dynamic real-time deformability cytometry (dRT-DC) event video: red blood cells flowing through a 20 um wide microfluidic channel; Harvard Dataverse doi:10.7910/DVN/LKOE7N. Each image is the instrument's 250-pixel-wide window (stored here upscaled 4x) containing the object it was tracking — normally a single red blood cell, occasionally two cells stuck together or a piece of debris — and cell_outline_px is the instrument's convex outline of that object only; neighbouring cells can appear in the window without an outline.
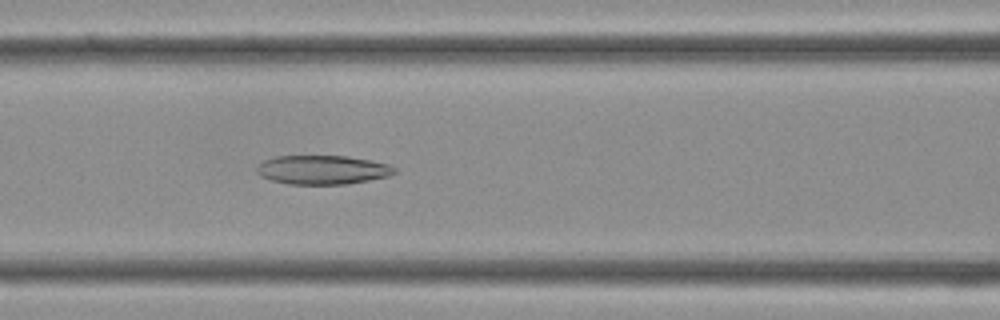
{"species": "Egyptian fruit bat (a non-hibernating species)", "species_latin": "Rousettus aegyptiacus", "temperature_condition": "cold", "stored_images_in_passage": 30, "camera_frame_rate_fps": 3000, "um_per_image_px": 0.085, "frame": {"image": 1, "passage_image": 9, "time_ms": 2.667, "image_size_px": [1000, 320], "cell_outline_px": [[396, 172], [388, 176], [348, 184], [288, 184], [272, 180], [260, 176], [256, 172], [256, 168], [264, 160], [276, 156], [348, 156], [388, 164], [396, 168]], "centroid_in_image_um": [27.4, 14.43], "position_along_channel_um": 139.2, "area_um2": 23.18}}
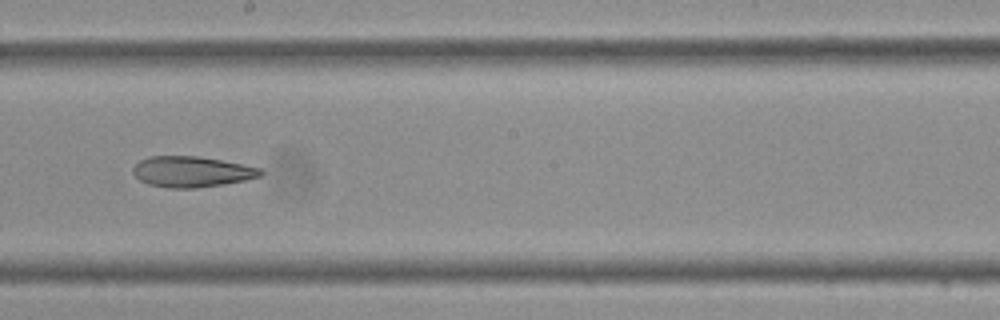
{"frame": {"image": 2, "passage_image": 14, "time_ms": 4.333, "image_size_px": [1000, 320], "cell_outline_px": [[264, 172], [260, 176], [244, 180], [224, 184], [192, 188], [168, 188], [148, 184], [140, 180], [132, 172], [132, 168], [140, 160], [148, 156], [200, 156], [244, 164], [260, 168]], "centroid_in_image_um": [16.28, 14.59], "position_along_channel_um": 231.9, "area_um2": 22.89}}
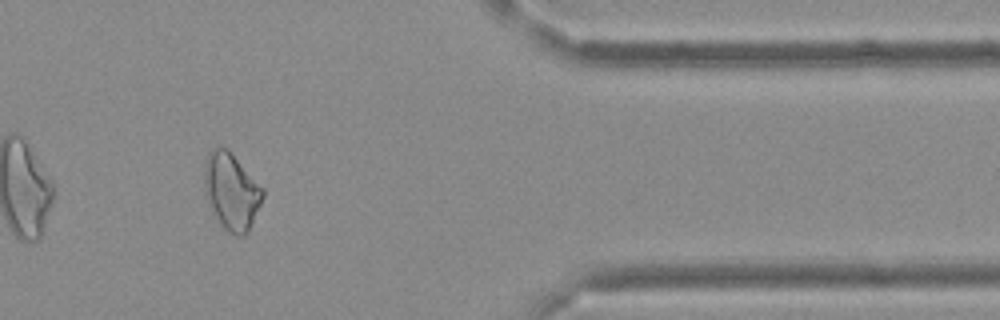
{"frame": {"image": 3, "passage_image": 24, "time_ms": 7.667, "image_size_px": [1000, 320], "cell_outline_px": [[264, 196], [248, 232], [244, 236], [236, 236], [228, 232], [220, 224], [204, 192], [204, 160], [208, 152], [212, 148], [228, 148], [264, 188]], "centroid_in_image_um": [19.67, 16.24], "position_along_channel_um": 391.7, "area_um2": 26.24}}